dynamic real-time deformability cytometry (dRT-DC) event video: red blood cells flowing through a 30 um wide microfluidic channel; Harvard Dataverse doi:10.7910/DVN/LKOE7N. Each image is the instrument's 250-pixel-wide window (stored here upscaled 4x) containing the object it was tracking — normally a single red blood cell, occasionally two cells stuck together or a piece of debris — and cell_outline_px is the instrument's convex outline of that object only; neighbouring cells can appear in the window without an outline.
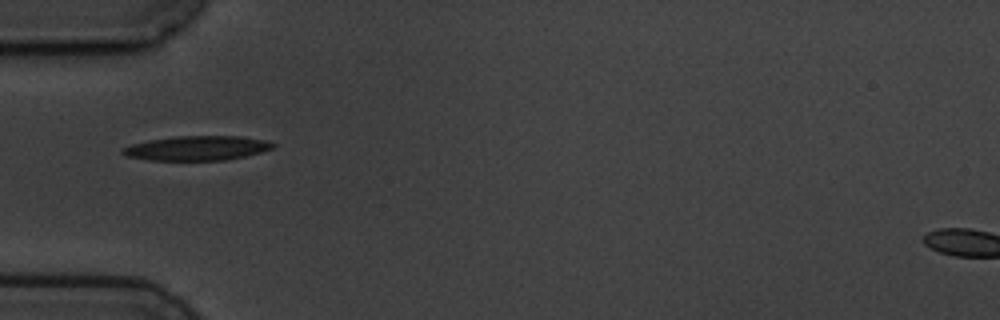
{"species": "common noctule bat (a hibernating species)", "species_latin": "Nyctalus noctula", "temperature_condition": "cold", "stored_images_in_passage": 11, "camera_frame_rate_fps": 3000, "um_per_image_px": 0.085, "animal": {"sex": "male", "body_mass_g": 19.5, "forearm_length_mm": 54.6}, "frame": {"image": 1, "passage_image": 1, "time_ms": 0.0, "image_size_px": [1000, 320], "cell_outline_px": [[276, 144], [272, 148], [260, 152], [244, 156], [224, 160], [148, 160], [128, 156], [120, 152], [120, 148], [132, 144], [172, 136], [240, 136], [264, 140]], "centroid_in_image_um": [16.71, 12.59], "position_along_channel_um": 68.3, "area_um2": 21.27}}
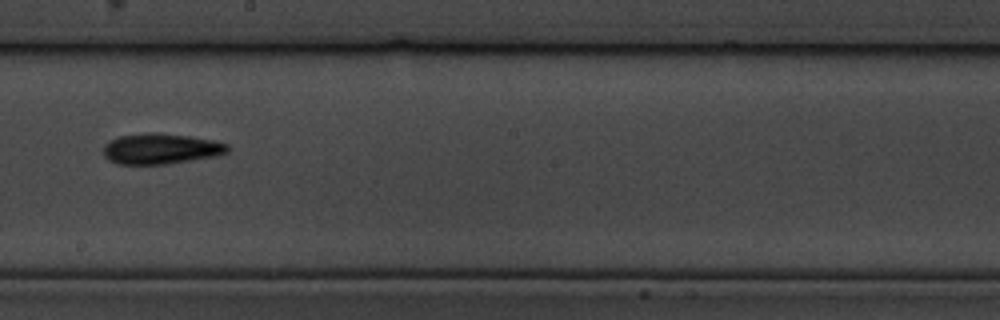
{"frame": {"image": 2, "passage_image": 5, "time_ms": 4.667, "image_size_px": [1000, 320], "cell_outline_px": [[228, 152], [216, 156], [168, 164], [116, 164], [108, 160], [104, 156], [104, 144], [120, 136], [148, 132], [156, 132], [188, 136], [212, 140], [228, 144]], "centroid_in_image_um": [13.66, 12.65], "position_along_channel_um": 234.5, "area_um2": 22.14}}
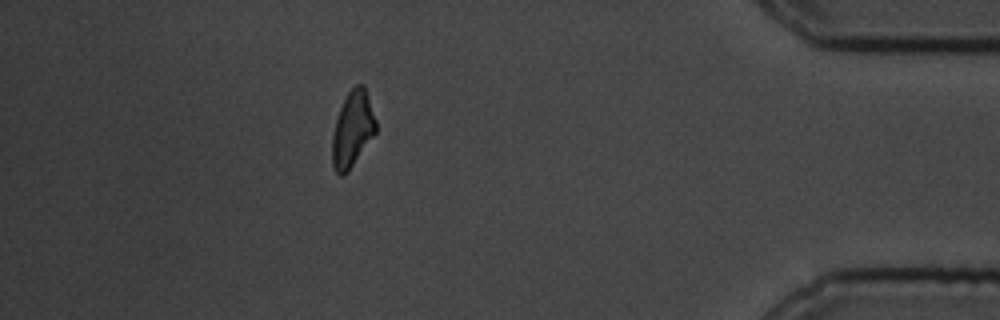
{"frame": {"image": 3, "passage_image": 10, "time_ms": 10.667, "image_size_px": [1000, 320], "cell_outline_px": [[376, 132], [348, 172], [344, 176], [340, 176], [336, 172], [332, 164], [332, 136], [336, 120], [340, 108], [348, 92], [356, 84], [364, 84], [376, 120]], "centroid_in_image_um": [29.96, 11.0], "position_along_channel_um": 405.2, "area_um2": 19.19}, "authors_computed_cell_mechanics": {"area_um2": 20.9814, "velocity_mm_per_s": 3.5682, "shape_relaxation_time_tau1_ms": 4.9739, "shape_relaxation_time_tau2_ms": null, "deformation_change_tau1": 0.1263, "deformation_change_tau2": null}}